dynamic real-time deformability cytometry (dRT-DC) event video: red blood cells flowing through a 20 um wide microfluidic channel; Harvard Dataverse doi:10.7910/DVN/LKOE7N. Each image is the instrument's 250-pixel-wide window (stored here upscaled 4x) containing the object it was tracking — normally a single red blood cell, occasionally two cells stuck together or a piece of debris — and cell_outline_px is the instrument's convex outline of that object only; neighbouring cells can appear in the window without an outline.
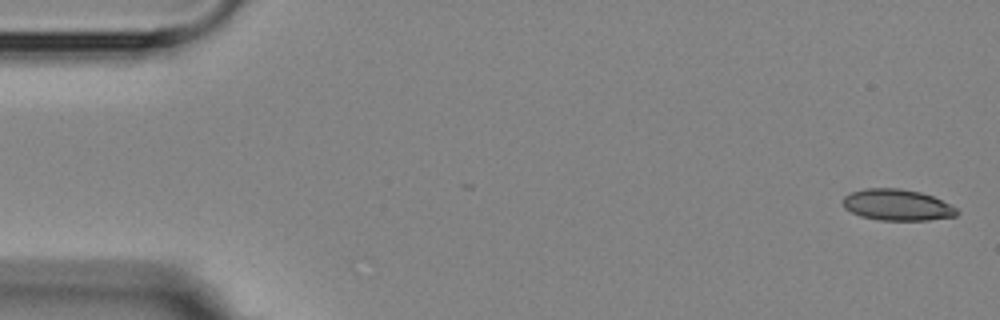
{"species": "Egyptian fruit bat (a non-hibernating species)", "species_latin": "Rousettus aegyptiacus", "temperature_condition": "room temperature", "stored_images_in_passage": 5, "camera_frame_rate_fps": 3000, "um_per_image_px": 0.085, "animal": {"sex": "female"}, "frame": {"image": 1, "passage_image": 1, "time_ms": 0.0, "image_size_px": [1000, 320], "cell_outline_px": [[960, 212], [956, 216], [928, 220], [880, 220], [860, 216], [844, 208], [844, 196], [852, 192], [864, 188], [900, 188], [920, 192], [932, 196], [956, 208]], "centroid_in_image_um": [76.25, 17.42], "position_along_channel_um": 8.7, "area_um2": 20.63}}
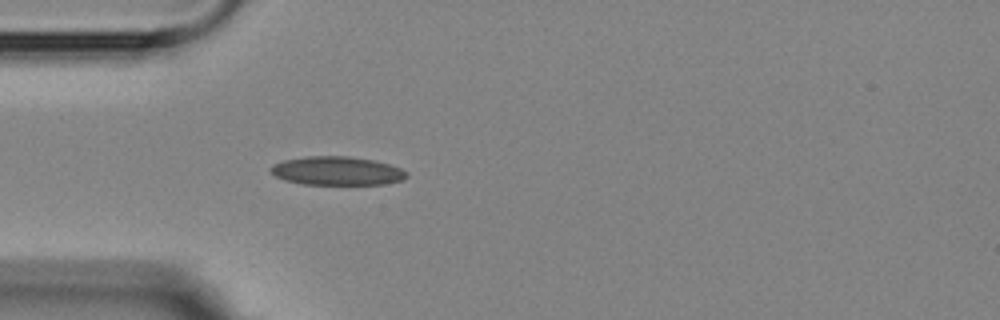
{"frame": {"image": 2, "passage_image": 5, "time_ms": 4.667, "image_size_px": [1000, 320], "cell_outline_px": [[408, 176], [400, 180], [384, 184], [304, 184], [284, 180], [276, 176], [268, 168], [272, 164], [284, 160], [308, 156], [348, 156], [372, 160], [388, 164], [400, 168], [408, 172]], "centroid_in_image_um": [28.62, 14.52], "position_along_channel_um": 56.4, "area_um2": 22.54}}